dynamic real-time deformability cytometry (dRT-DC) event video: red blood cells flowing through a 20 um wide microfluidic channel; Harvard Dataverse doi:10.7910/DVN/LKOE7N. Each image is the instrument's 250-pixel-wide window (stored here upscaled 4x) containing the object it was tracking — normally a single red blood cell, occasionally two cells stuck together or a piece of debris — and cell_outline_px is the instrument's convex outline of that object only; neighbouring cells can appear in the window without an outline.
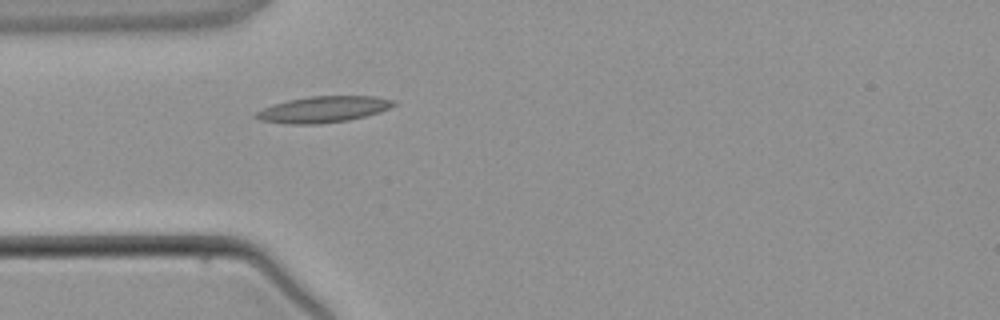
{"species": "common noctule bat (a hibernating species)", "species_latin": "Nyctalus noctula", "temperature_condition": "warm", "stored_images_in_passage": 1, "camera_frame_rate_fps": 3000, "um_per_image_px": 0.085, "animal": {"sex": "male", "body_mass_g": 21.5, "forearm_length_mm": 52.0}, "frame": {"image": 1, "passage_image": 1, "time_ms": 0.0, "image_size_px": [1000, 320], "cell_outline_px": [[396, 104], [380, 112], [348, 120], [316, 124], [292, 124], [260, 120], [252, 116], [256, 112], [264, 108], [288, 100], [308, 96], [376, 96], [396, 100]], "centroid_in_image_um": [27.5, 9.29], "position_along_channel_um": 57.5, "area_um2": 20.87}}